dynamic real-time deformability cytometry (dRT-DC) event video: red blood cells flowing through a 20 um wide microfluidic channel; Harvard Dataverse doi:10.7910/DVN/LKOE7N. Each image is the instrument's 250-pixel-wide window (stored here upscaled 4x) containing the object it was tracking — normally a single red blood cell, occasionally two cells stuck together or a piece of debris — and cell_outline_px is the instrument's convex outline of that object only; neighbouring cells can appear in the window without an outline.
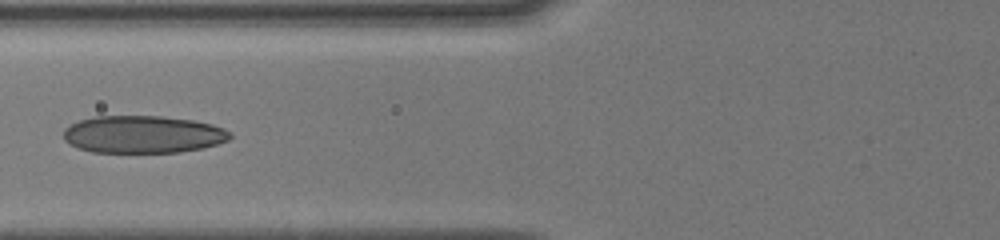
{"species": "human", "species_latin": "Homo sapiens", "temperature_condition": "cold", "stored_images_in_passage": 6, "camera_frame_rate_fps": 3000, "um_per_image_px": 0.085, "donor": {"sex": "male"}, "frame": {"image": 1, "passage_image": 6, "time_ms": 5.667, "image_size_px": [1000, 240], "cell_outline_px": [[232, 136], [228, 140], [204, 148], [180, 152], [92, 152], [68, 144], [64, 140], [64, 128], [80, 120], [96, 116], [160, 116], [196, 120], [212, 124], [224, 128], [232, 132]], "centroid_in_image_um": [12.18, 11.42], "position_along_channel_um": 113.6, "area_um2": 36.53}}